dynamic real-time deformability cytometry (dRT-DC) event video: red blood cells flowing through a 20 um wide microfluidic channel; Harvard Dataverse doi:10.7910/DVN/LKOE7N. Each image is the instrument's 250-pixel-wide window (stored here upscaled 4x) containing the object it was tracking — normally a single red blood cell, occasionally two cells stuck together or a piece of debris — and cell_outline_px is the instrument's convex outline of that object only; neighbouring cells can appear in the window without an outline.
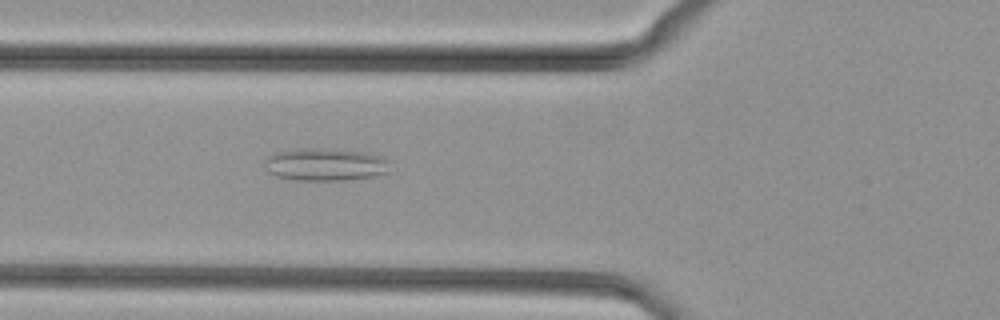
{"species": "common noctule bat (a hibernating species)", "species_latin": "Nyctalus noctula", "temperature_condition": "cold", "stored_images_in_passage": 50, "camera_frame_rate_fps": 3000, "um_per_image_px": 0.085, "animal": {"sex": "female", "body_mass_g": 29.2, "forearm_length_mm": 56.3}, "frame": {"image": 1, "passage_image": 19, "time_ms": 6.0, "image_size_px": [1000, 320], "cell_outline_px": [[388, 172], [376, 176], [344, 180], [296, 180], [276, 176], [268, 172], [264, 164], [264, 160], [268, 156], [276, 152], [296, 148], [324, 148], [368, 152], [380, 156], [384, 160]], "centroid_in_image_um": [27.58, 13.97], "position_along_channel_um": 98.2, "area_um2": 23.81}}
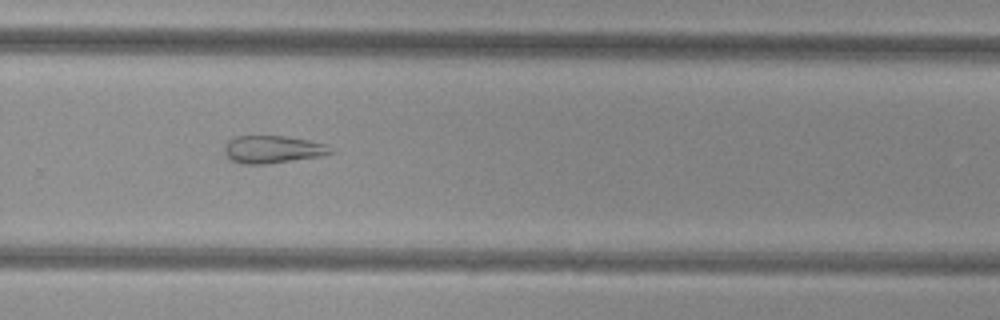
{"frame": {"image": 2, "passage_image": 34, "time_ms": 11.0, "image_size_px": [1000, 320], "cell_outline_px": [[332, 152], [320, 156], [264, 164], [244, 164], [232, 160], [224, 152], [224, 144], [228, 140], [236, 136], [284, 136], [308, 140], [324, 144]], "centroid_in_image_um": [23.1, 12.69], "position_along_channel_um": 306.7, "area_um2": 16.7}}
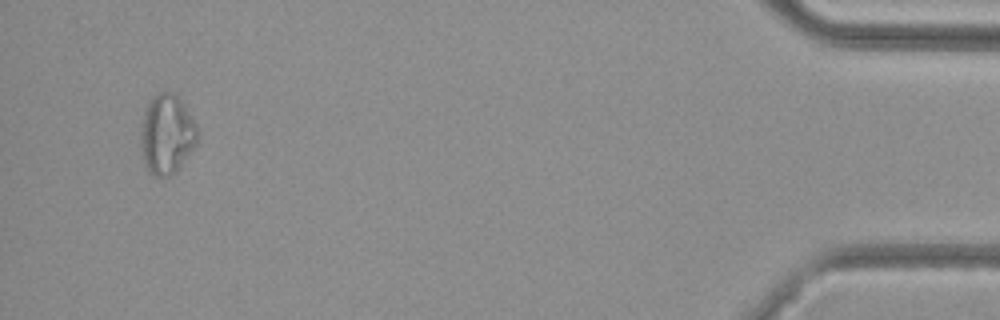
{"frame": {"image": 3, "passage_image": 48, "time_ms": 15.667, "image_size_px": [1000, 320], "cell_outline_px": [[200, 132], [196, 144], [176, 172], [168, 176], [156, 176], [148, 172], [144, 164], [140, 148], [140, 132], [144, 112], [148, 100], [152, 96], [160, 92], [172, 92], [180, 100], [196, 124]], "centroid_in_image_um": [14.16, 11.43], "position_along_channel_um": 421.0, "area_um2": 26.53}}